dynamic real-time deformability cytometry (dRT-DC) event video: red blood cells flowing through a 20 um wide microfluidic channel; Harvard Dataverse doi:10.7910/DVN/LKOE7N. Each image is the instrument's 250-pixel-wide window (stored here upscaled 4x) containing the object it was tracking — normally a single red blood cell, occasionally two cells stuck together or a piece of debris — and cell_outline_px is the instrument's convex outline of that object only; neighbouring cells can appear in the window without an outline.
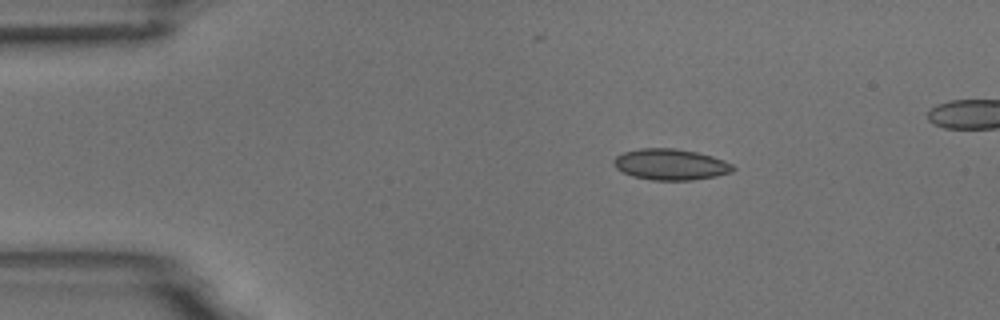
{"species": "common noctule bat (a hibernating species)", "species_latin": "Nyctalus noctula", "temperature_condition": "room temperature", "stored_images_in_passage": 44, "camera_frame_rate_fps": 3000, "um_per_image_px": 0.085, "animal": {"sex": "male", "body_mass_g": 18.8}, "frame": {"image": 1, "passage_image": 1, "time_ms": 0.0, "image_size_px": [1000, 320], "cell_outline_px": [[736, 168], [732, 172], [716, 176], [692, 180], [652, 180], [632, 176], [616, 168], [612, 160], [616, 156], [624, 152], [640, 148], [676, 148], [696, 152], [712, 156], [724, 160], [732, 164]], "centroid_in_image_um": [57.01, 13.97], "position_along_channel_um": 28.0, "area_um2": 21.62}}
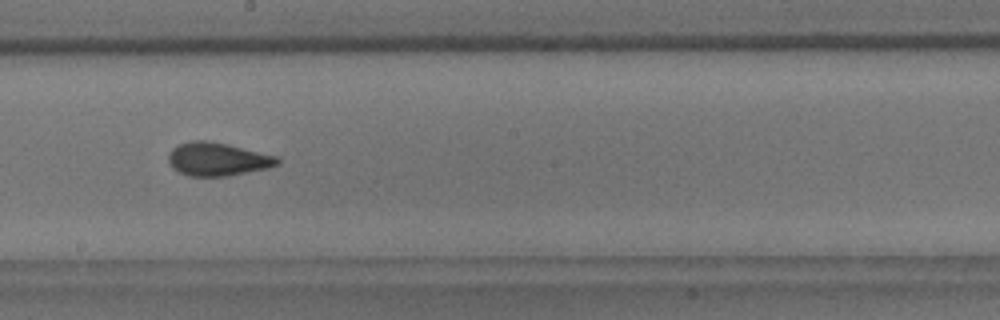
{"frame": {"image": 2, "passage_image": 22, "time_ms": 7.0, "image_size_px": [1000, 320], "cell_outline_px": [[280, 164], [268, 168], [228, 176], [188, 176], [172, 168], [168, 160], [168, 156], [172, 148], [180, 144], [192, 140], [204, 140], [228, 144], [276, 156], [280, 160]], "centroid_in_image_um": [18.49, 13.53], "position_along_channel_um": 229.7, "area_um2": 21.1}}
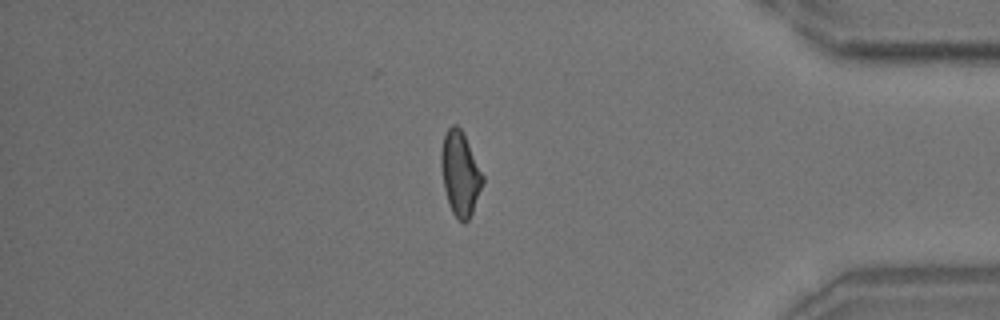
{"frame": {"image": 3, "passage_image": 38, "time_ms": 12.333, "image_size_px": [1000, 320], "cell_outline_px": [[484, 180], [472, 212], [468, 220], [464, 224], [452, 212], [444, 188], [440, 164], [440, 152], [444, 136], [448, 128], [452, 124], [456, 124], [460, 128], [484, 176]], "centroid_in_image_um": [39.1, 14.75], "position_along_channel_um": 396.1, "area_um2": 20.0}}